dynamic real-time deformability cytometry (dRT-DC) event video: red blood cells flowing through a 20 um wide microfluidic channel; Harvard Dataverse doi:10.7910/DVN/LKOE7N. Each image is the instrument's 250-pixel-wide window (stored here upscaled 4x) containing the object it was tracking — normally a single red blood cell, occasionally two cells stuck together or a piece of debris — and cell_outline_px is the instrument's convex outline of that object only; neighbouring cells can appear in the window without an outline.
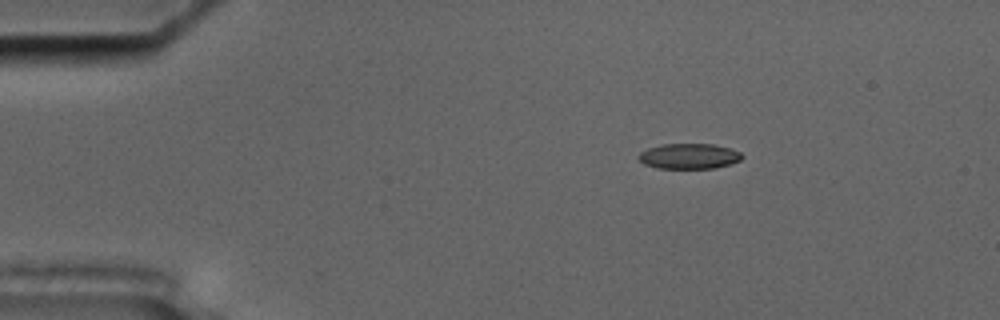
{"species": "common noctule bat (a hibernating species)", "species_latin": "Nyctalus noctula", "temperature_condition": "cold", "stored_images_in_passage": 53, "camera_frame_rate_fps": 3000, "um_per_image_px": 0.085, "animal": {"sex": "male", "body_mass_g": 17.5, "forearm_length_mm": 52.3}, "frame": {"image": 1, "passage_image": 6, "time_ms": 1.667, "image_size_px": [1000, 320], "cell_outline_px": [[744, 156], [740, 160], [732, 164], [716, 168], [656, 168], [644, 164], [636, 156], [640, 152], [648, 148], [660, 144], [712, 144], [732, 148], [740, 152]], "centroid_in_image_um": [58.58, 13.27], "position_along_channel_um": 26.4, "area_um2": 15.49}}
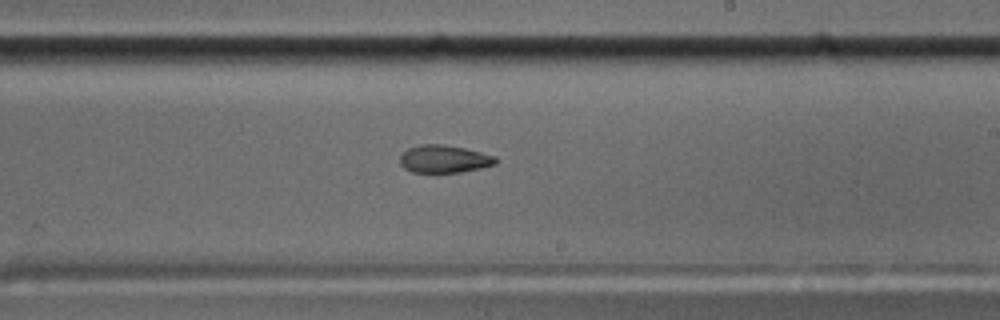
{"frame": {"image": 2, "passage_image": 30, "time_ms": 9.667, "image_size_px": [1000, 320], "cell_outline_px": [[500, 160], [496, 164], [480, 168], [460, 172], [412, 172], [404, 168], [400, 164], [400, 156], [408, 148], [420, 144], [444, 144], [464, 148], [496, 156]], "centroid_in_image_um": [37.77, 13.51], "position_along_channel_um": 251.2, "area_um2": 15.49}}
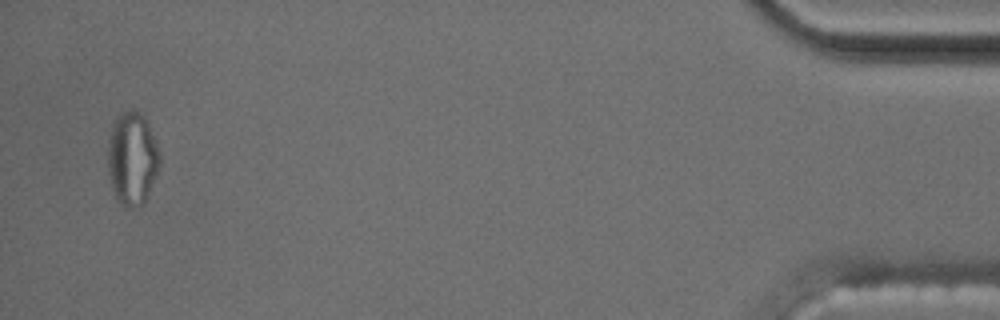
{"frame": {"image": 3, "passage_image": 51, "time_ms": 16.667, "image_size_px": [1000, 320], "cell_outline_px": [[160, 164], [156, 176], [144, 204], [132, 208], [128, 208], [120, 204], [116, 200], [112, 188], [108, 172], [108, 140], [112, 120], [128, 108], [132, 108], [140, 112], [148, 120], [160, 152]], "centroid_in_image_um": [11.24, 13.44], "position_along_channel_um": 424.0, "area_um2": 28.9}, "authors_computed_cell_mechanics": {"area_um2": 16.0684, "velocity_mm_per_s": 3.6299, "shape_relaxation_time_tau1_ms": null, "shape_relaxation_time_tau2_ms": 3.0166, "deformation_change_tau1": null, "deformation_change_tau2": 0.0798}}